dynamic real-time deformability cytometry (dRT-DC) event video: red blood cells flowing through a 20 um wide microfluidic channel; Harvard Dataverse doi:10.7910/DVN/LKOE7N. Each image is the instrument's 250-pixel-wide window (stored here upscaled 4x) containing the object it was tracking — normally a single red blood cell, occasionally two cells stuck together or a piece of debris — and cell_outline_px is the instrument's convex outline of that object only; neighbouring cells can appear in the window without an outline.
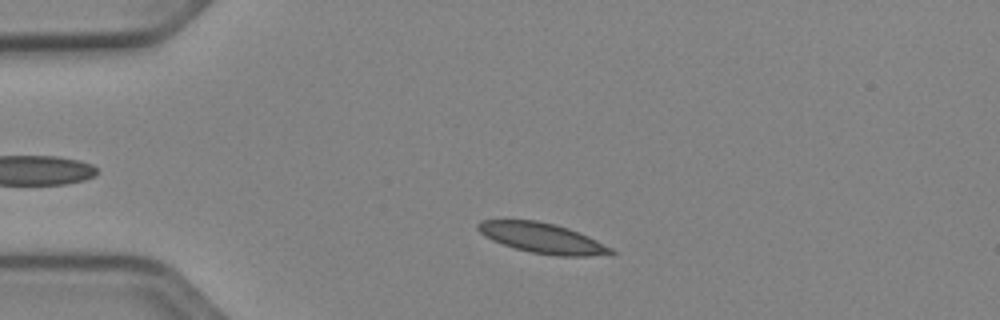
{"species": "Egyptian fruit bat (a non-hibernating species)", "species_latin": "Rousettus aegyptiacus", "temperature_condition": "cold", "stored_images_in_passage": 46, "camera_frame_rate_fps": 3000, "um_per_image_px": 0.085, "animal": {"sex": "female"}, "frame": {"image": 1, "passage_image": 6, "time_ms": 1.667, "image_size_px": [1000, 320], "cell_outline_px": [[616, 252], [612, 256], [556, 256], [532, 252], [516, 248], [492, 240], [484, 236], [476, 228], [476, 224], [480, 220], [536, 220], [556, 224], [568, 228], [588, 236], [612, 248]], "centroid_in_image_um": [46.14, 20.24], "position_along_channel_um": 38.9, "area_um2": 23.52}}
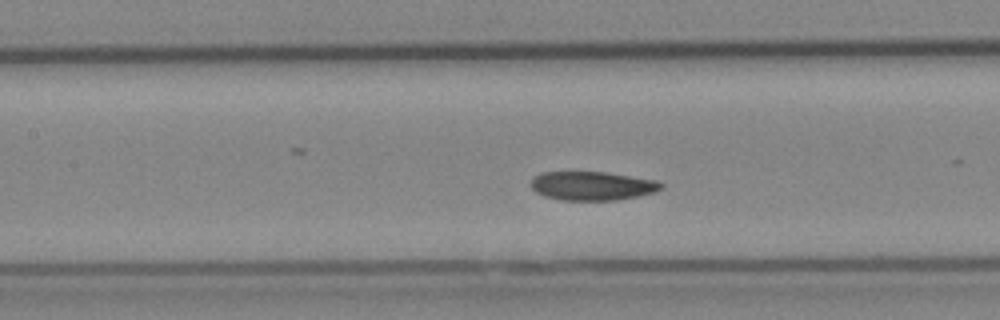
{"frame": {"image": 2, "passage_image": 18, "time_ms": 5.667, "image_size_px": [1000, 320], "cell_outline_px": [[664, 188], [656, 192], [616, 200], [560, 200], [544, 196], [536, 192], [532, 188], [532, 180], [540, 172], [604, 172], [656, 180], [664, 184]], "centroid_in_image_um": [50.36, 15.8], "position_along_channel_um": 157.0, "area_um2": 21.79}}
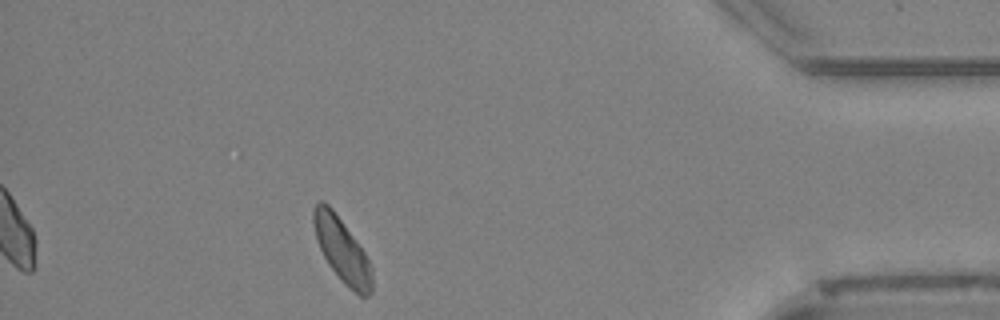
{"frame": {"image": 3, "passage_image": 41, "time_ms": 13.333, "image_size_px": [1000, 320], "cell_outline_px": [[372, 292], [368, 296], [360, 296], [348, 288], [344, 284], [328, 264], [316, 240], [312, 220], [312, 208], [320, 200], [324, 200], [332, 208], [364, 252], [372, 268]], "centroid_in_image_um": [29.05, 21.25], "position_along_channel_um": 406.2, "area_um2": 21.79}}